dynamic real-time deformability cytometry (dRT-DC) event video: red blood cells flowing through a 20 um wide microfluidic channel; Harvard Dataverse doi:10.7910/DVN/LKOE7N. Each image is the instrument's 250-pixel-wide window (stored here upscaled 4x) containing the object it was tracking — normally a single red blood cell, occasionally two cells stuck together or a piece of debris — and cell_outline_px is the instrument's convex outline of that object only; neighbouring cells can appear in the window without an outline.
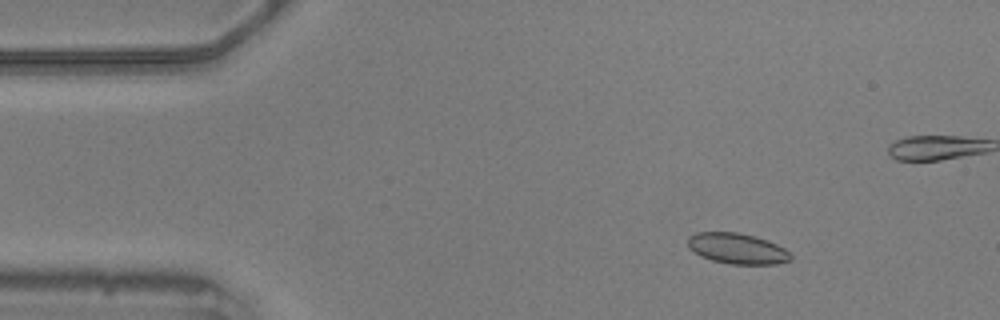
{"species": "common noctule bat (a hibernating species)", "species_latin": "Nyctalus noctula", "temperature_condition": "warm", "stored_images_in_passage": 58, "camera_frame_rate_fps": 3000, "um_per_image_px": 0.085, "animal": {"sex": "male", "body_mass_g": 20.5, "forearm_length_mm": 52.5}, "frame": {"image": 1, "passage_image": 8, "time_ms": 2.333, "image_size_px": [1000, 320], "cell_outline_px": [[792, 260], [776, 264], [732, 264], [712, 260], [700, 256], [688, 248], [688, 236], [696, 232], [740, 232], [756, 236], [768, 240], [784, 248], [792, 256]], "centroid_in_image_um": [62.65, 21.11], "position_along_channel_um": 22.3, "area_um2": 18.55}}
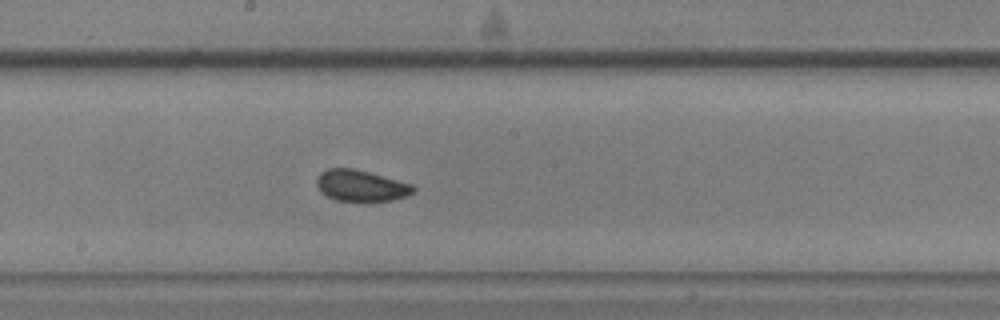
{"frame": {"image": 2, "passage_image": 30, "time_ms": 9.667, "image_size_px": [1000, 320], "cell_outline_px": [[416, 192], [408, 196], [392, 200], [336, 200], [320, 192], [316, 184], [316, 176], [320, 172], [328, 168], [352, 168], [368, 172], [412, 184], [416, 188]], "centroid_in_image_um": [30.67, 15.77], "position_along_channel_um": 217.5, "area_um2": 17.51}}
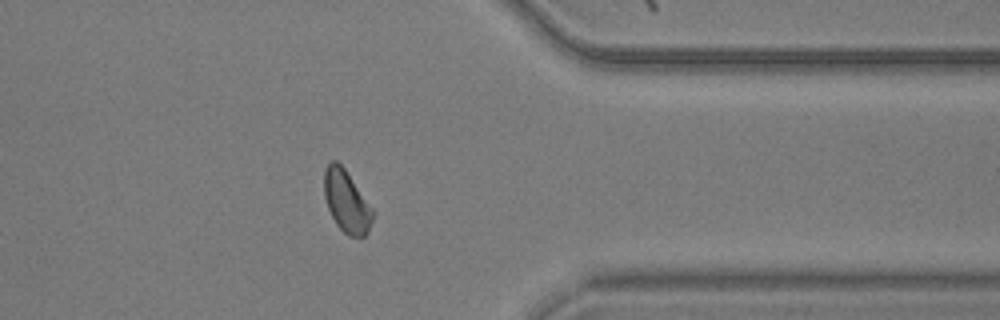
{"frame": {"image": 3, "passage_image": 45, "time_ms": 14.667, "image_size_px": [1000, 320], "cell_outline_px": [[376, 212], [368, 232], [364, 236], [348, 236], [336, 224], [328, 208], [324, 196], [324, 168], [332, 160], [336, 160], [344, 168]], "centroid_in_image_um": [29.47, 17.12], "position_along_channel_um": 381.9, "area_um2": 17.63}, "authors_computed_cell_mechanics": {"area_um2": 17.629, "velocity_mm_per_s": 3.564, "shape_relaxation_time_tau1_ms": 4.1173, "shape_relaxation_time_tau2_ms": 2.0, "deformation_change_tau1": 0.0658, "deformation_change_tau2": 0.0705}}